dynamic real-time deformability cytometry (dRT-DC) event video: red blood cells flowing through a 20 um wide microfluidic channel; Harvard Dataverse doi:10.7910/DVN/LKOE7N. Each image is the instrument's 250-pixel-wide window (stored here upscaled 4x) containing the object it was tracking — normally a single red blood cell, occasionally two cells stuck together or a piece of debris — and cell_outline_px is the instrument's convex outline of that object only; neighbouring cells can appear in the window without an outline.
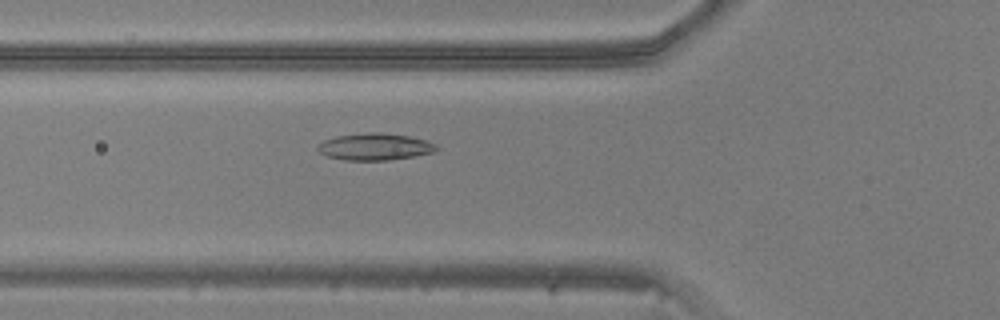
{"species": "common noctule bat (a hibernating species)", "species_latin": "Nyctalus noctula", "temperature_condition": "warm", "stored_images_in_passage": 49, "camera_frame_rate_fps": 3000, "um_per_image_px": 0.085, "animal": {"sex": "male", "body_mass_g": 20.5, "forearm_length_mm": 52.5}, "frame": {"image": 1, "passage_image": 18, "time_ms": 5.667, "image_size_px": [1000, 320], "cell_outline_px": [[440, 148], [436, 152], [416, 156], [388, 160], [344, 160], [328, 156], [320, 152], [316, 148], [324, 140], [336, 136], [368, 132], [380, 132], [408, 136], [424, 140], [436, 144]], "centroid_in_image_um": [31.9, 12.47], "position_along_channel_um": 93.9, "area_um2": 18.61}}
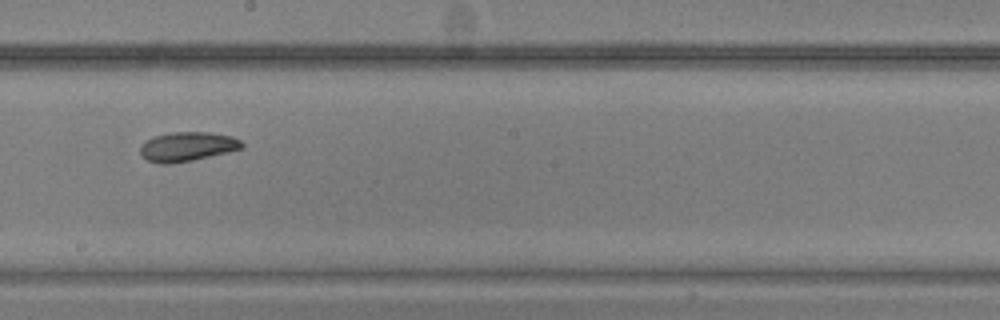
{"frame": {"image": 2, "passage_image": 28, "time_ms": 9.0, "image_size_px": [1000, 320], "cell_outline_px": [[244, 148], [228, 152], [192, 160], [168, 164], [160, 164], [148, 160], [140, 156], [140, 144], [144, 140], [152, 136], [172, 132], [212, 132], [232, 136], [240, 140], [244, 144]], "centroid_in_image_um": [15.89, 12.45], "position_along_channel_um": 232.3, "area_um2": 17.63}}
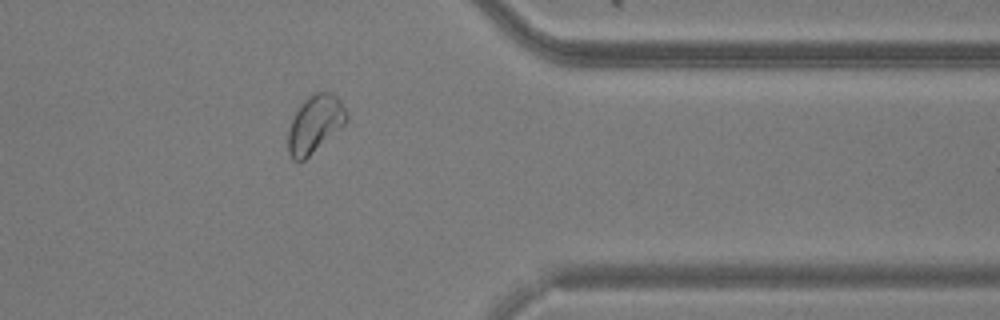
{"frame": {"image": 3, "passage_image": 40, "time_ms": 13.0, "image_size_px": [1000, 320], "cell_outline_px": [[348, 120], [340, 128], [304, 160], [292, 160], [288, 152], [288, 132], [292, 120], [300, 104], [308, 96], [316, 92], [332, 92], [340, 100], [348, 116]], "centroid_in_image_um": [26.76, 10.52], "position_along_channel_um": 384.6, "area_um2": 19.25}}